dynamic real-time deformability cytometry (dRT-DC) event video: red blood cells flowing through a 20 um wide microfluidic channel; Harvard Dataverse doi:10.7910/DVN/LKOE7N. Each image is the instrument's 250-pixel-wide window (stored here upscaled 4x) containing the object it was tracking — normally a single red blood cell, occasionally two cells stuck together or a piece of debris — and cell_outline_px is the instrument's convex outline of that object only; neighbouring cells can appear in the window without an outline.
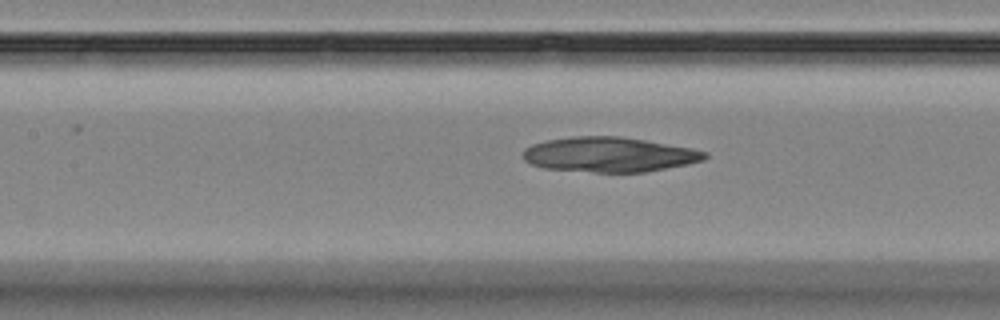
{"species": "Egyptian fruit bat (a non-hibernating species)", "species_latin": "Rousettus aegyptiacus", "temperature_condition": "room temperature", "stored_images_in_passage": 7, "segment_of_instrument_passage": [1, 2], "camera_frame_rate_fps": 3000, "um_per_image_px": 0.085, "animal": {"sex": "female"}, "frame": {"image": 1, "passage_image": 6, "time_ms": 6.333, "image_size_px": [1000, 320], "cell_outline_px": [[708, 156], [704, 160], [688, 164], [644, 172], [596, 172], [544, 168], [532, 164], [524, 160], [524, 148], [532, 144], [548, 140], [572, 136], [620, 136], [692, 148], [708, 152]], "centroid_in_image_um": [51.8, 13.13], "position_along_channel_um": 155.6, "area_um2": 36.82}}